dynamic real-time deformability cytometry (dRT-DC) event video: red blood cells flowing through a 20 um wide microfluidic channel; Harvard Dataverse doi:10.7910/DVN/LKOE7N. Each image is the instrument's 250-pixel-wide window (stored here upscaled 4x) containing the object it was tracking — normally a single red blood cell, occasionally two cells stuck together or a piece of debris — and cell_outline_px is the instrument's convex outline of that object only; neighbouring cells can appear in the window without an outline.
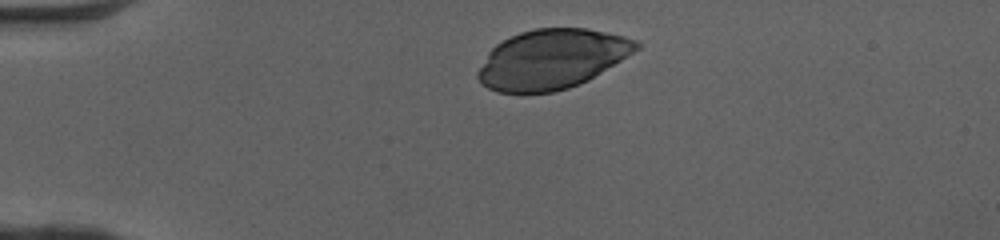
{"species": "human", "species_latin": "Homo sapiens", "temperature_condition": "cold", "stored_images_in_passage": 33, "camera_frame_rate_fps": 3000, "um_per_image_px": 0.085, "donor": {"sex": "female"}, "frame": {"image": 1, "passage_image": 1, "time_ms": 0.0, "image_size_px": [1000, 240], "cell_outline_px": [[640, 48], [588, 80], [580, 84], [568, 88], [552, 92], [496, 92], [488, 88], [476, 76], [476, 72], [488, 52], [496, 44], [520, 32], [536, 28], [588, 28], [624, 36], [636, 40], [640, 44]], "centroid_in_image_um": [46.9, 5.02], "position_along_channel_um": 38.1, "area_um2": 54.62}}